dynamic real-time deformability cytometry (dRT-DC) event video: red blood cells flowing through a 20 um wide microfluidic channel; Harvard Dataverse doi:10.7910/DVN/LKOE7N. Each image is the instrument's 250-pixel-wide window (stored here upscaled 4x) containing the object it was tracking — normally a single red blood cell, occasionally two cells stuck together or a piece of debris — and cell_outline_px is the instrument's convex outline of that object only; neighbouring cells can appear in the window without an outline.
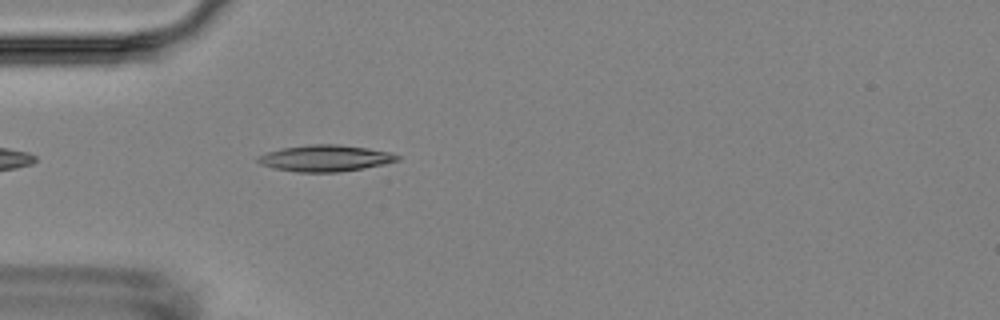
{"species": "Egyptian fruit bat (a non-hibernating species)", "species_latin": "Rousettus aegyptiacus", "temperature_condition": "room temperature", "stored_images_in_passage": 5, "camera_frame_rate_fps": 3000, "um_per_image_px": 0.085, "animal": {"sex": "female"}, "frame": {"image": 1, "passage_image": 5, "time_ms": 4.667, "image_size_px": [1000, 320], "cell_outline_px": [[400, 160], [384, 164], [364, 168], [340, 172], [296, 172], [272, 168], [260, 164], [256, 160], [256, 156], [268, 152], [284, 148], [312, 144], [336, 144], [368, 148], [388, 152], [400, 156]], "centroid_in_image_um": [27.63, 13.46], "position_along_channel_um": 57.4, "area_um2": 21.44}}